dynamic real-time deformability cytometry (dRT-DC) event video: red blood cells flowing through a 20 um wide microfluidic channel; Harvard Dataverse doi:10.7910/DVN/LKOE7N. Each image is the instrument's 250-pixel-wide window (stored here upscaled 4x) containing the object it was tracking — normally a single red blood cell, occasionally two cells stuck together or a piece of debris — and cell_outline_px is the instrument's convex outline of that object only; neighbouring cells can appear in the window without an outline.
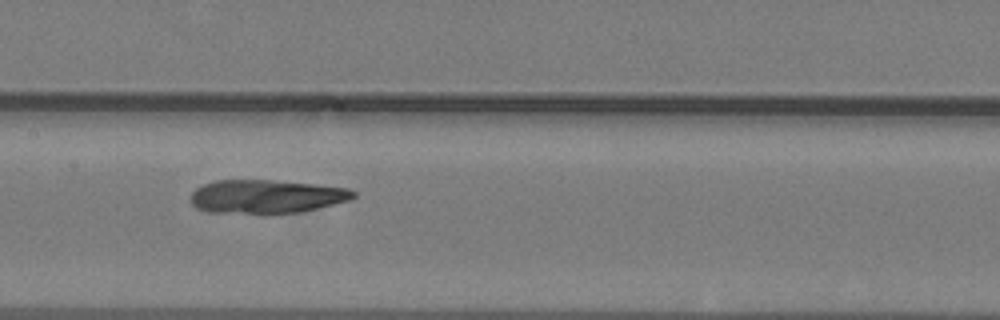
{"species": "common noctule bat (a hibernating species)", "species_latin": "Nyctalus noctula", "temperature_condition": "warm", "stored_images_in_passage": 33, "camera_frame_rate_fps": 3000, "um_per_image_px": 0.085, "animal": {"sex": "male", "body_mass_g": 19.2, "forearm_length_mm": 51.8}, "frame": {"image": 1, "passage_image": 9, "time_ms": 2.667, "image_size_px": [1000, 320], "cell_outline_px": [[356, 196], [348, 200], [300, 212], [208, 212], [196, 208], [192, 204], [192, 192], [196, 188], [204, 184], [216, 180], [272, 180], [316, 184], [348, 188], [356, 192]], "centroid_in_image_um": [22.63, 16.68], "position_along_channel_um": 184.8, "area_um2": 31.27}}
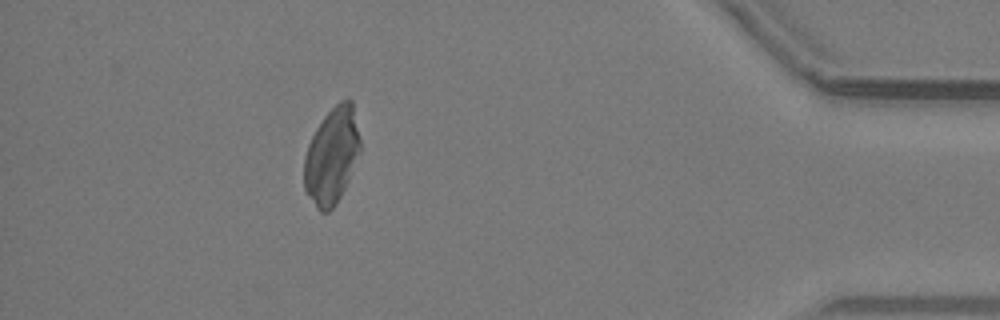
{"frame": {"image": 2, "passage_image": 28, "time_ms": 9.0, "image_size_px": [1000, 320], "cell_outline_px": [[360, 148], [348, 180], [336, 204], [328, 212], [320, 212], [316, 208], [308, 196], [304, 188], [304, 156], [308, 144], [316, 128], [324, 116], [340, 100], [348, 96], [352, 100], [360, 140]], "centroid_in_image_um": [28.18, 13.23], "position_along_channel_um": 407.0, "area_um2": 31.27}}